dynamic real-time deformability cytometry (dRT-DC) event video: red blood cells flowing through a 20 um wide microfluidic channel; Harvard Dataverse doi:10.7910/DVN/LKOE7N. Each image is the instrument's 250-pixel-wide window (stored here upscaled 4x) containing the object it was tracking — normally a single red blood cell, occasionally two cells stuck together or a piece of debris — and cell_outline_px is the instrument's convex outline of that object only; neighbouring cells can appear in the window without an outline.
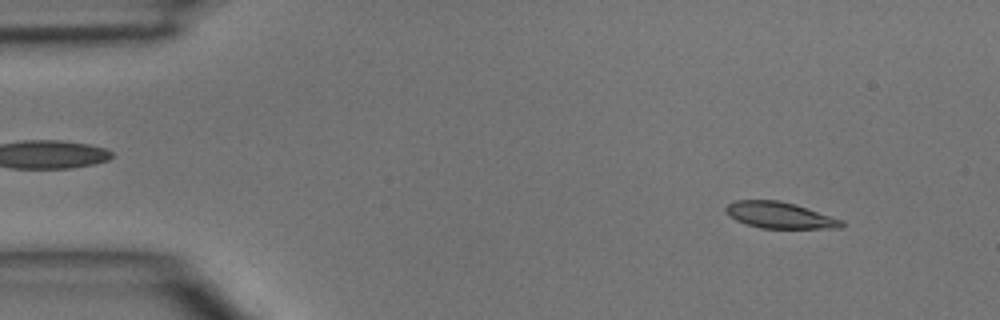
{"species": "common noctule bat (a hibernating species)", "species_latin": "Nyctalus noctula", "temperature_condition": "room temperature", "stored_images_in_passage": 5, "camera_frame_rate_fps": 3000, "um_per_image_px": 0.085, "animal": {"sex": "male", "body_mass_g": 15.6}, "frame": {"image": 1, "passage_image": 1, "time_ms": 0.0, "image_size_px": [1000, 320], "cell_outline_px": [[844, 224], [840, 228], [760, 228], [736, 220], [728, 216], [724, 212], [724, 208], [728, 204], [736, 200], [780, 200], [844, 220]], "centroid_in_image_um": [66.23, 18.29], "position_along_channel_um": 18.8, "area_um2": 17.63}}
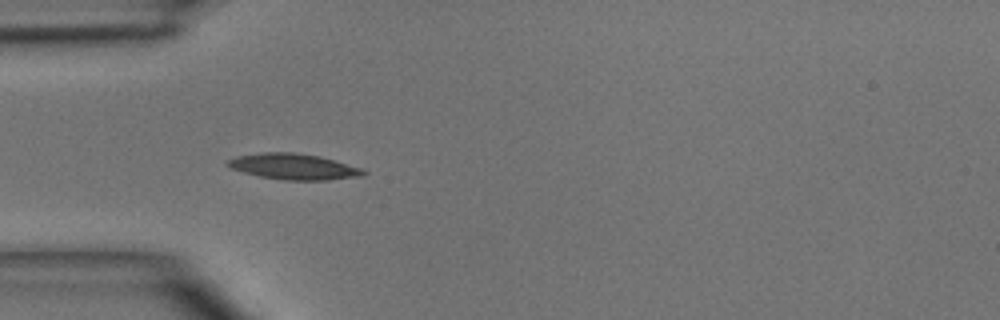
{"frame": {"image": 2, "passage_image": 3, "time_ms": 3.0, "image_size_px": [1000, 320], "cell_outline_px": [[368, 172], [364, 176], [328, 180], [284, 180], [260, 176], [228, 168], [224, 164], [228, 160], [236, 156], [264, 152], [292, 152], [320, 156], [364, 168]], "centroid_in_image_um": [24.99, 14.16], "position_along_channel_um": 60.0, "area_um2": 20.69}}